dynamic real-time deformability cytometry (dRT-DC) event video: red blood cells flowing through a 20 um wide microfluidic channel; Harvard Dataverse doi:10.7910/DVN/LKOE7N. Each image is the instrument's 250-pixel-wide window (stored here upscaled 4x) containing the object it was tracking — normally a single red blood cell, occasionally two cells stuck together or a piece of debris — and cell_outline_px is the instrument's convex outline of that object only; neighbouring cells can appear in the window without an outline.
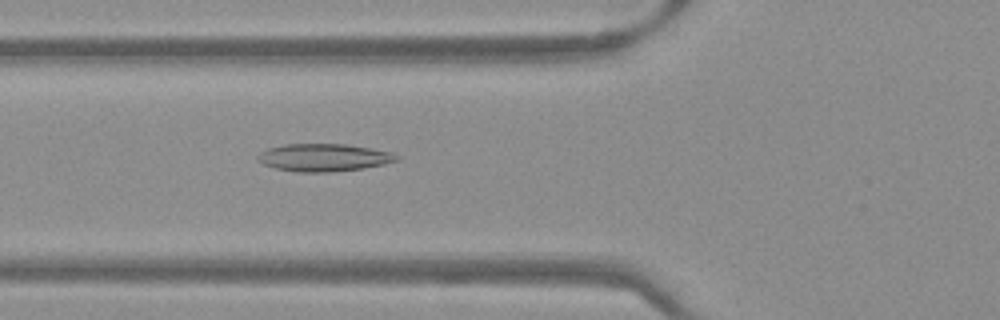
{"species": "Egyptian fruit bat (a non-hibernating species)", "species_latin": "Rousettus aegyptiacus", "temperature_condition": "warm", "stored_images_in_passage": 51, "camera_frame_rate_fps": 3000, "um_per_image_px": 0.085, "frame": {"image": 1, "passage_image": 19, "time_ms": 6.0, "image_size_px": [1000, 320], "cell_outline_px": [[400, 160], [384, 164], [364, 168], [328, 172], [296, 172], [276, 168], [264, 164], [256, 160], [256, 156], [260, 152], [268, 148], [284, 144], [348, 144], [372, 148], [392, 152], [400, 156]], "centroid_in_image_um": [27.54, 13.38], "position_along_channel_um": 98.3, "area_um2": 22.54}}
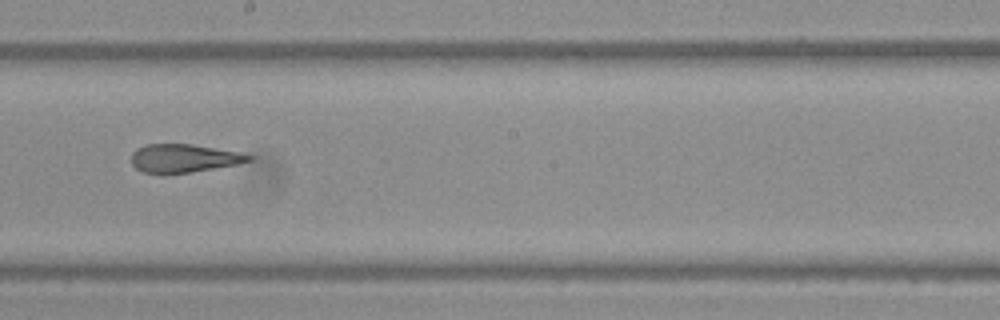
{"frame": {"image": 2, "passage_image": 29, "time_ms": 9.333, "image_size_px": [1000, 320], "cell_outline_px": [[252, 160], [236, 164], [188, 172], [160, 176], [144, 172], [136, 168], [132, 164], [132, 152], [136, 148], [148, 144], [192, 144], [236, 152], [252, 156]], "centroid_in_image_um": [15.53, 13.47], "position_along_channel_um": 232.7, "area_um2": 19.31}}
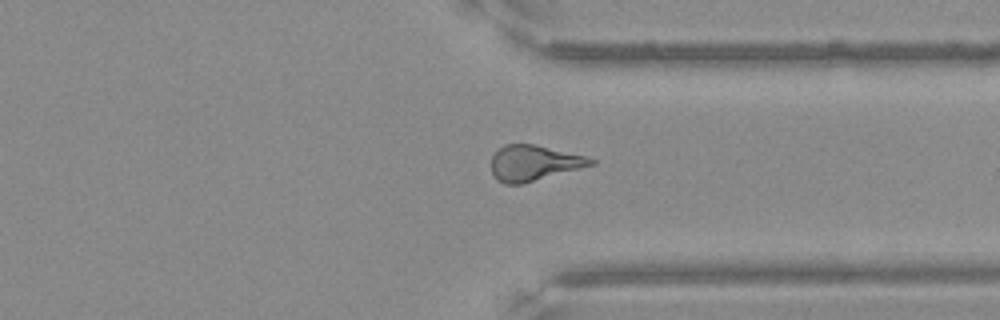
{"frame": {"image": 3, "passage_image": 39, "time_ms": 12.667, "image_size_px": [1000, 320], "cell_outline_px": [[596, 164], [524, 184], [504, 184], [496, 180], [492, 172], [492, 156], [504, 144], [532, 144], [584, 156], [596, 160]], "centroid_in_image_um": [45.37, 13.88], "position_along_channel_um": 366.0, "area_um2": 20.52}}